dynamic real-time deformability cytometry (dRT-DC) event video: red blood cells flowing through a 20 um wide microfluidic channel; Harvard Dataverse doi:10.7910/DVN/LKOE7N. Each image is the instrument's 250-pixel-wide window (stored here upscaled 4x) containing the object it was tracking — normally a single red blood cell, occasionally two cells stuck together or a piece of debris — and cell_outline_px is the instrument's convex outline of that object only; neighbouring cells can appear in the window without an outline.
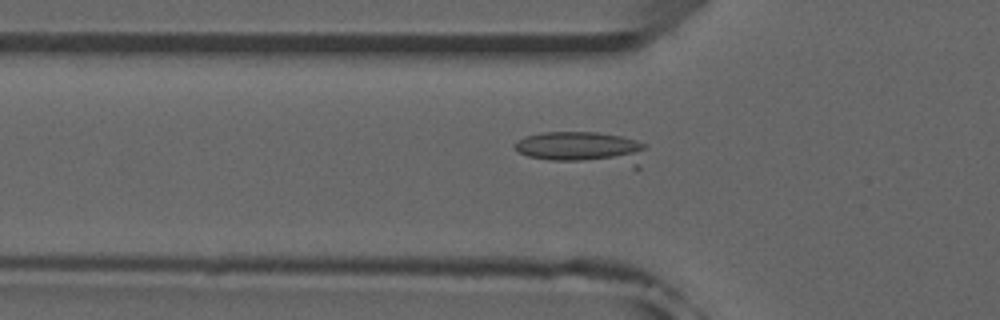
{"species": "common noctule bat (a hibernating species)", "species_latin": "Nyctalus noctula", "temperature_condition": "room temperature", "stored_images_in_passage": 53, "camera_frame_rate_fps": 3000, "um_per_image_px": 0.085, "animal": {"sex": "male", "forearm_length_mm": 52.5}, "frame": {"image": 1, "passage_image": 17, "time_ms": 5.333, "image_size_px": [1000, 320], "cell_outline_px": [[648, 144], [640, 168], [632, 168], [552, 160], [528, 156], [520, 152], [512, 144], [516, 140], [524, 136], [544, 132], [596, 132], [620, 136], [636, 140]], "centroid_in_image_um": [49.64, 12.61], "position_along_channel_um": 76.2, "area_um2": 25.84}}
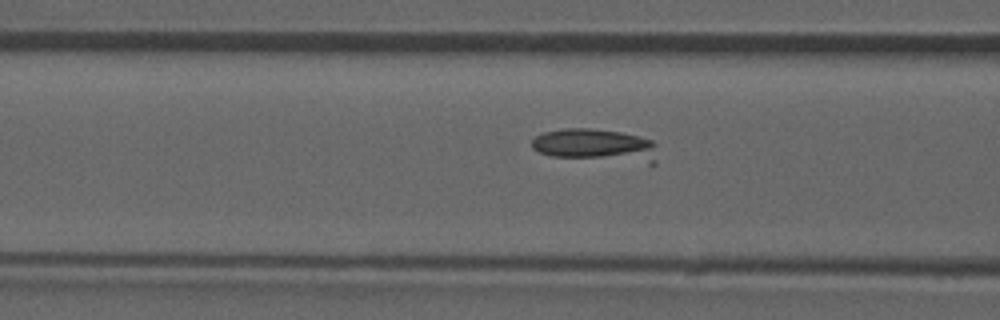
{"frame": {"image": 2, "passage_image": 20, "time_ms": 6.333, "image_size_px": [1000, 320], "cell_outline_px": [[656, 164], [648, 164], [552, 156], [540, 152], [532, 148], [532, 140], [536, 136], [544, 132], [564, 128], [592, 128], [620, 132], [652, 140], [656, 144]], "centroid_in_image_um": [50.67, 12.37], "position_along_channel_um": 115.9, "area_um2": 24.22}}
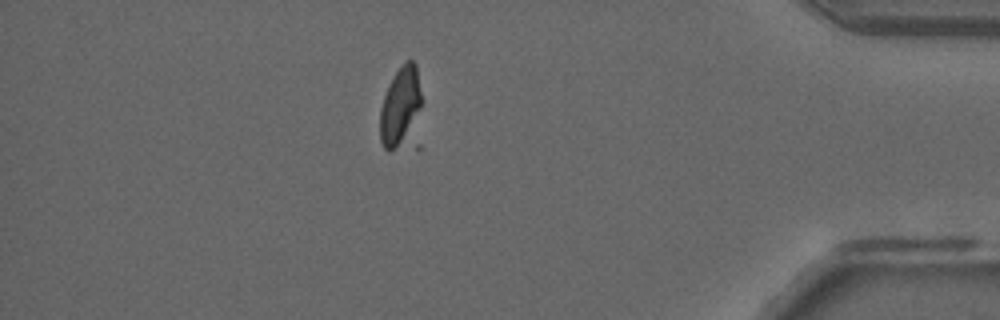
{"frame": {"image": 3, "passage_image": 45, "time_ms": 14.667, "image_size_px": [1000, 320], "cell_outline_px": [[420, 148], [384, 148], [380, 140], [380, 108], [384, 96], [396, 72], [404, 60], [412, 60], [416, 64], [420, 92]], "centroid_in_image_um": [34.15, 9.33], "position_along_channel_um": 401.1, "area_um2": 21.1}}